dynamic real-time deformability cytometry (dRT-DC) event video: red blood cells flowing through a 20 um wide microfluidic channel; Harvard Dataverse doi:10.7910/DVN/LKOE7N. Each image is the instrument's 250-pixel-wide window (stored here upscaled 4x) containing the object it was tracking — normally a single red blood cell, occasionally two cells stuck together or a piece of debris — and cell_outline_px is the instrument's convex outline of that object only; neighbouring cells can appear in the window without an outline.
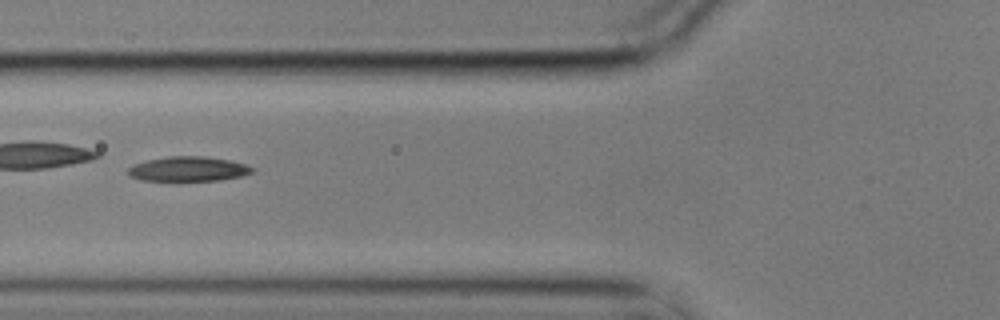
{"species": "common noctule bat (a hibernating species)", "species_latin": "Nyctalus noctula", "temperature_condition": "cold", "stored_images_in_passage": 10, "camera_frame_rate_fps": 3000, "um_per_image_px": 0.085, "animal": {"sex": "male", "body_mass_g": 17.9}, "frame": {"image": 1, "passage_image": 6, "time_ms": 1.667, "image_size_px": [1000, 320], "cell_outline_px": [[256, 168], [252, 172], [240, 176], [220, 180], [180, 184], [140, 180], [128, 176], [128, 168], [136, 164], [148, 160], [168, 156], [200, 156], [228, 160], [244, 164]], "centroid_in_image_um": [15.95, 14.43], "position_along_channel_um": 109.9, "area_um2": 18.73}}
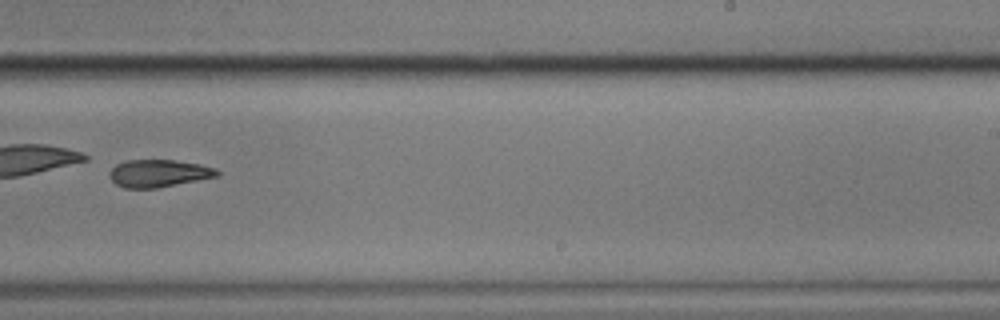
{"frame": {"image": 2, "passage_image": 10, "time_ms": 3.0, "image_size_px": [1000, 320], "cell_outline_px": [[220, 176], [156, 188], [124, 188], [116, 184], [108, 176], [108, 172], [116, 164], [124, 160], [176, 160], [200, 164], [216, 168], [220, 172]], "centroid_in_image_um": [13.48, 14.73], "position_along_channel_um": 275.5, "area_um2": 17.4}}